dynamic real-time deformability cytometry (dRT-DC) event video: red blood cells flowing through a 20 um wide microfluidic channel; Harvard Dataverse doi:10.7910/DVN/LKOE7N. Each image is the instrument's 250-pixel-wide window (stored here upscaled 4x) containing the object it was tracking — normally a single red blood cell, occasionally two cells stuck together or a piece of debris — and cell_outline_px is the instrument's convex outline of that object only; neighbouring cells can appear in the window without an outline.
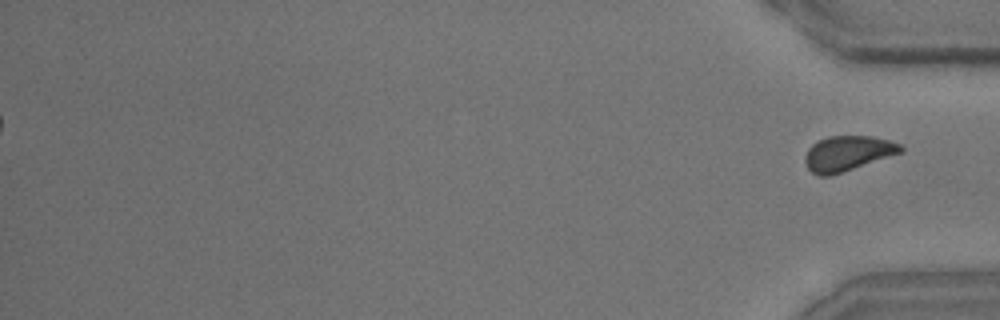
{"species": "common noctule bat (a hibernating species)", "species_latin": "Nyctalus noctula", "temperature_condition": "room temperature", "stored_images_in_passage": 47, "segment_of_instrument_passage": [2, 2], "camera_frame_rate_fps": 3000, "um_per_image_px": 0.085, "animal": {"sex": "male", "body_mass_g": 15.6}, "frame": {"image": 1, "passage_image": 47, "time_ms": 15.333, "image_size_px": [1000, 320], "cell_outline_px": [[904, 152], [828, 176], [820, 176], [812, 172], [808, 168], [804, 160], [804, 156], [808, 148], [812, 144], [828, 136], [872, 136], [888, 140], [900, 144], [904, 148]], "centroid_in_image_um": [72.05, 13.02], "position_along_channel_um": 363.1, "area_um2": 19.42}}